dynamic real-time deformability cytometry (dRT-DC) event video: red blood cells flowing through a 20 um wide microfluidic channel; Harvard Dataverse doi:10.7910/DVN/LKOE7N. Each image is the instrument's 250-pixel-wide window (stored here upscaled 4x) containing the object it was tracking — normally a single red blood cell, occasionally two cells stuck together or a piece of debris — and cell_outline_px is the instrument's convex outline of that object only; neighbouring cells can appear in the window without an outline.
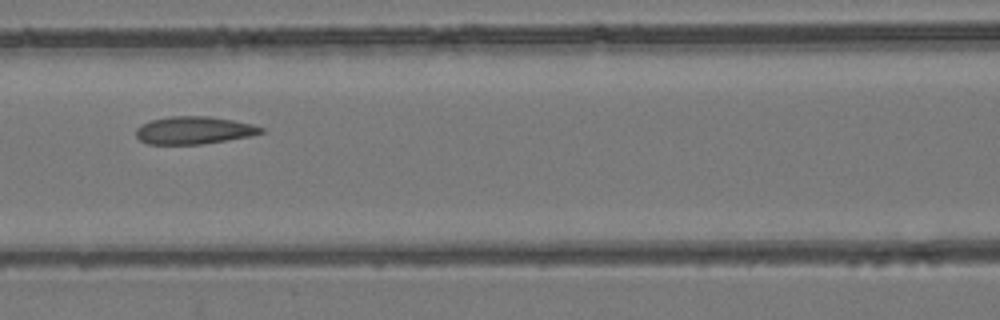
{"species": "common noctule bat (a hibernating species)", "species_latin": "Nyctalus noctula", "temperature_condition": "room temperature", "stored_images_in_passage": 4, "camera_frame_rate_fps": 3000, "um_per_image_px": 0.085, "animal": {"sex": "female", "body_mass_g": 24.6, "forearm_length_mm": 56.2}, "frame": {"image": 1, "passage_image": 4, "time_ms": 3.333, "image_size_px": [1000, 320], "cell_outline_px": [[264, 132], [252, 136], [200, 144], [148, 144], [140, 140], [136, 136], [136, 128], [140, 124], [152, 120], [168, 116], [208, 116], [232, 120], [252, 124], [264, 128]], "centroid_in_image_um": [16.47, 11.07], "position_along_channel_um": 150.1, "area_um2": 20.11}}